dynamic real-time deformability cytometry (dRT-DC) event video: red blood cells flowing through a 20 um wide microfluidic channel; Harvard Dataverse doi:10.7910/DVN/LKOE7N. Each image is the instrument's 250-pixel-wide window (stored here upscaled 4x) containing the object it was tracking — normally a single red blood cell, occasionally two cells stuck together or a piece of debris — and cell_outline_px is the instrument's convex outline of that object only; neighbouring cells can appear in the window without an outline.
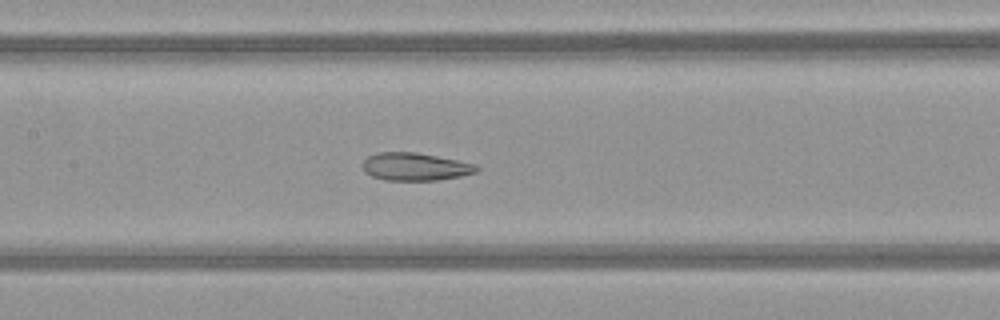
{"species": "common noctule bat (a hibernating species)", "species_latin": "Nyctalus noctula", "temperature_condition": "warm", "stored_images_in_passage": 45, "camera_frame_rate_fps": 3000, "um_per_image_px": 0.085, "animal": {"sex": "female", "body_mass_g": 21.9}, "frame": {"image": 1, "passage_image": 19, "time_ms": 6.0, "image_size_px": [1000, 320], "cell_outline_px": [[480, 168], [476, 172], [460, 176], [436, 180], [384, 180], [372, 176], [364, 172], [364, 160], [368, 156], [376, 152], [416, 152], [476, 164]], "centroid_in_image_um": [35.28, 14.16], "position_along_channel_um": 172.1, "area_um2": 18.32}}
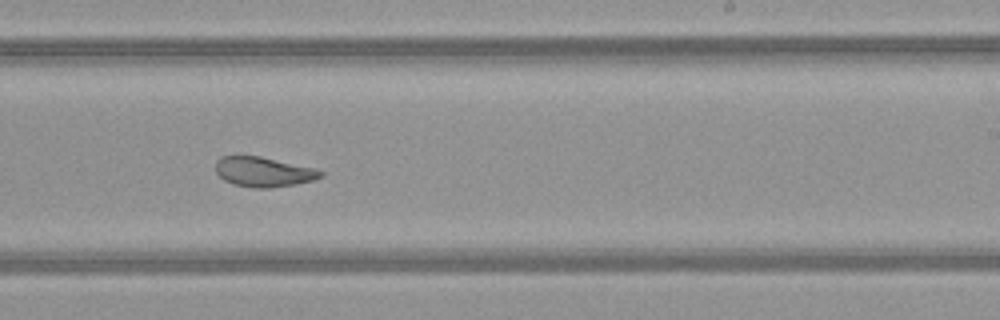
{"frame": {"image": 2, "passage_image": 26, "time_ms": 8.333, "image_size_px": [1000, 320], "cell_outline_px": [[324, 176], [312, 180], [296, 184], [268, 188], [256, 188], [232, 184], [224, 180], [216, 172], [216, 160], [220, 156], [260, 156], [316, 168], [324, 172]], "centroid_in_image_um": [22.41, 14.6], "position_along_channel_um": 266.6, "area_um2": 18.32}}
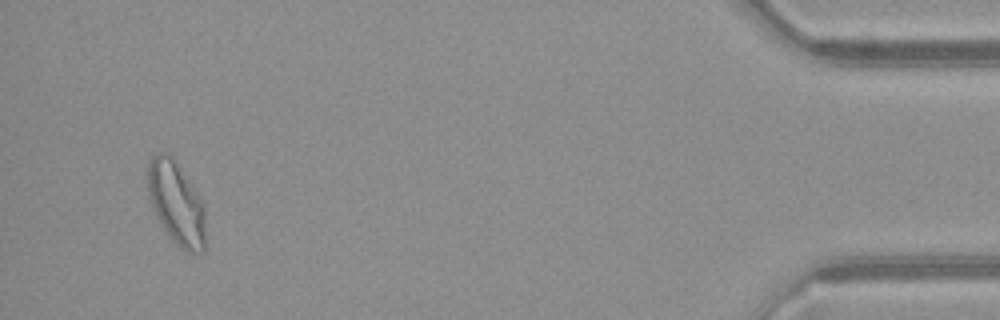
{"frame": {"image": 3, "passage_image": 43, "time_ms": 14.0, "image_size_px": [1000, 320], "cell_outline_px": [[204, 252], [188, 252], [180, 248], [164, 228], [148, 196], [144, 172], [148, 160], [152, 156], [160, 152], [168, 152], [172, 156], [192, 184], [204, 204]], "centroid_in_image_um": [14.94, 17.18], "position_along_channel_um": 420.3, "area_um2": 28.03}, "authors_computed_cell_mechanics": {"area_um2": 21.3282, "velocity_mm_per_s": 4.0728, "shape_relaxation_time_tau1_ms": null, "shape_relaxation_time_tau2_ms": 1.4668, "deformation_change_tau1": null, "deformation_change_tau2": 0.0809}}